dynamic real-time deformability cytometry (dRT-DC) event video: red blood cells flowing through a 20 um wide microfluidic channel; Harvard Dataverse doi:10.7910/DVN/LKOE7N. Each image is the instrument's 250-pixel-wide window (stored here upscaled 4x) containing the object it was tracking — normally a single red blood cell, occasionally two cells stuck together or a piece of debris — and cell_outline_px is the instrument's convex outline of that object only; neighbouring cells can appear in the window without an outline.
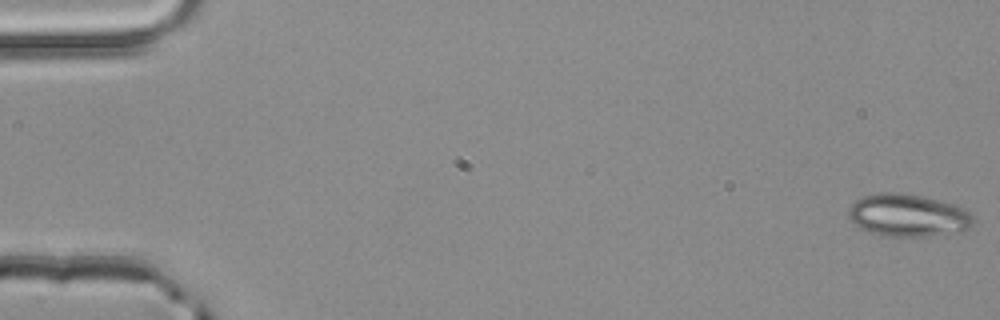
{"species": "common noctule bat (a hibernating species)", "species_latin": "Nyctalus noctula", "temperature_condition": "room temperature", "stored_images_in_passage": 52, "camera_frame_rate_fps": 3000, "um_per_image_px": 0.085, "animal": {"sex": "male", "body_mass_g": 20.4}, "frame": {"image": 1, "passage_image": 1, "time_ms": 0.0, "image_size_px": [1000, 320], "cell_outline_px": [[976, 220], [968, 228], [928, 236], [880, 236], [856, 224], [848, 216], [848, 208], [856, 200], [864, 196], [880, 192], [896, 192], [920, 196], [956, 204], [964, 208]], "centroid_in_image_um": [77.17, 18.28], "position_along_channel_um": 7.8, "area_um2": 30.46}}
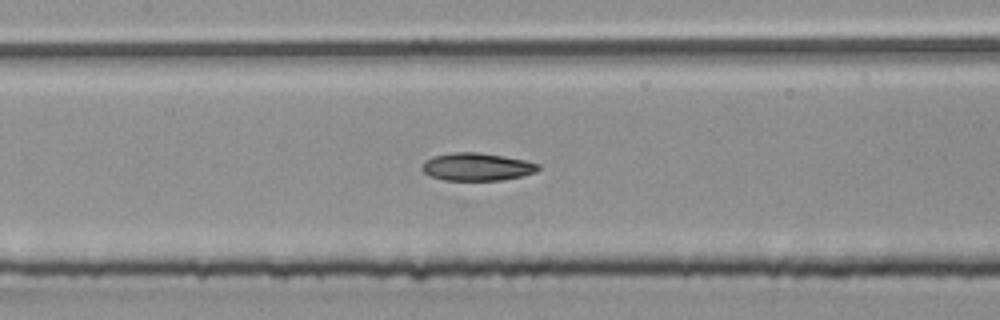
{"frame": {"image": 2, "passage_image": 25, "time_ms": 8.0, "image_size_px": [1000, 320], "cell_outline_px": [[540, 168], [536, 172], [520, 176], [500, 180], [444, 180], [432, 176], [424, 172], [420, 168], [424, 160], [432, 156], [452, 152], [476, 152], [504, 156], [524, 160], [540, 164]], "centroid_in_image_um": [40.51, 14.17], "position_along_channel_um": 166.9, "area_um2": 18.79}}
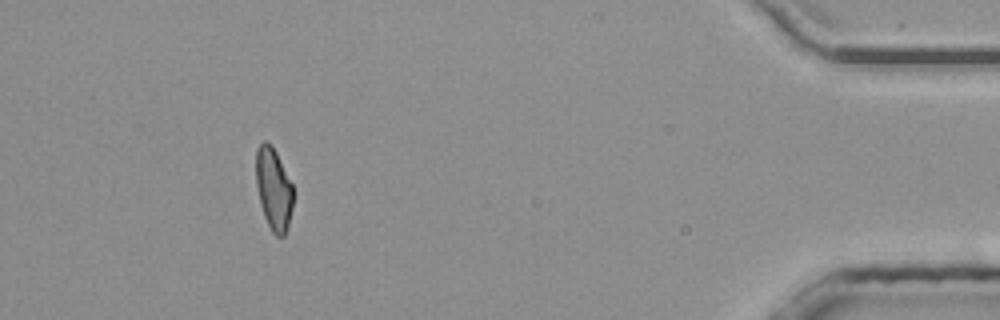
{"frame": {"image": 3, "passage_image": 48, "time_ms": 15.667, "image_size_px": [1000, 320], "cell_outline_px": [[292, 208], [288, 228], [284, 236], [276, 236], [272, 232], [264, 216], [260, 204], [256, 184], [256, 148], [264, 140], [272, 144], [292, 184]], "centroid_in_image_um": [23.24, 16.06], "position_along_channel_um": 412.0, "area_um2": 17.8}, "authors_computed_cell_mechanics": {"area_um2": 19.074, "velocity_mm_per_s": 4.029, "shape_relaxation_time_tau1_ms": 5.3027, "shape_relaxation_time_tau2_ms": 8.572, "deformation_change_tau1": 0.167, "deformation_change_tau2": 0.1692}}